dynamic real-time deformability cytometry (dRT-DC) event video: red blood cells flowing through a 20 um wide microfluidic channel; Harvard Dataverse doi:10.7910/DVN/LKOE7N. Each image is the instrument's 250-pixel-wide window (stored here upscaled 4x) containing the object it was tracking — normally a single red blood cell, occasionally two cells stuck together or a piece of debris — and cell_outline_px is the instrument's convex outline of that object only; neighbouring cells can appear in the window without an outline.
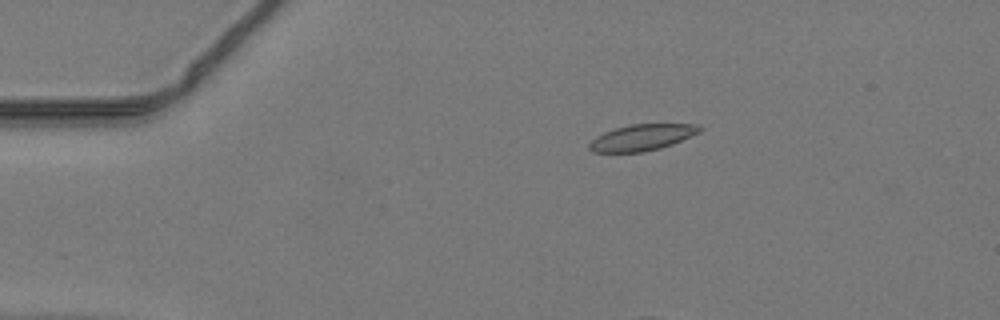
{"species": "common noctule bat (a hibernating species)", "species_latin": "Nyctalus noctula", "temperature_condition": "warm", "stored_images_in_passage": 6, "camera_frame_rate_fps": 3000, "um_per_image_px": 0.085, "animal": {"sex": "male", "body_mass_g": 19.2, "forearm_length_mm": 51.8}, "frame": {"image": 1, "passage_image": 1, "time_ms": 0.0, "image_size_px": [1000, 320], "cell_outline_px": [[704, 128], [700, 132], [672, 144], [660, 148], [644, 152], [592, 152], [588, 148], [588, 144], [596, 136], [604, 132], [616, 128], [632, 124], [700, 124]], "centroid_in_image_um": [54.58, 11.68], "position_along_channel_um": 30.4, "area_um2": 16.88}}